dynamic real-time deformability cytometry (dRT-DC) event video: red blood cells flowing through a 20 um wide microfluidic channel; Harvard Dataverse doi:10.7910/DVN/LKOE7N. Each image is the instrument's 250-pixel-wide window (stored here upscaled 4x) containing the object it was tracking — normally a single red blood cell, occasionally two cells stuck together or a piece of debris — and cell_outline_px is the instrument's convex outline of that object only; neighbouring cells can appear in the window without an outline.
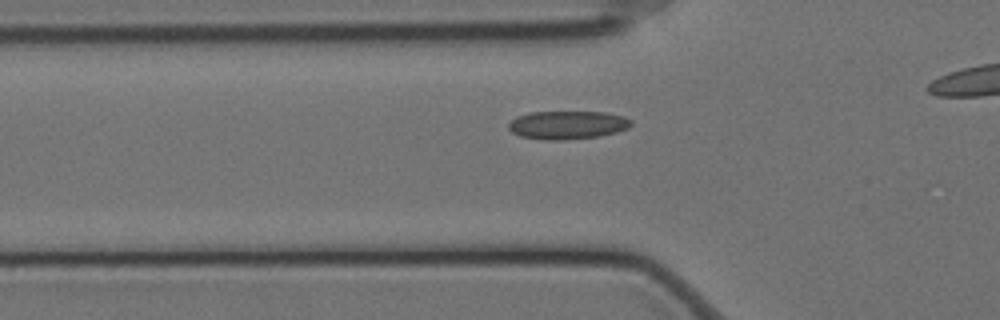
{"species": "Egyptian fruit bat (a non-hibernating species)", "species_latin": "Rousettus aegyptiacus", "temperature_condition": "cold", "stored_images_in_passage": 39, "camera_frame_rate_fps": 3000, "um_per_image_px": 0.085, "animal": {"sex": "female"}, "frame": {"image": 1, "passage_image": 11, "time_ms": 3.333, "image_size_px": [1000, 320], "cell_outline_px": [[632, 124], [628, 128], [616, 132], [600, 136], [564, 140], [548, 140], [520, 136], [512, 132], [508, 128], [508, 124], [516, 116], [528, 112], [604, 112], [624, 116], [632, 120]], "centroid_in_image_um": [48.23, 10.62], "position_along_channel_um": 77.6, "area_um2": 20.29}}
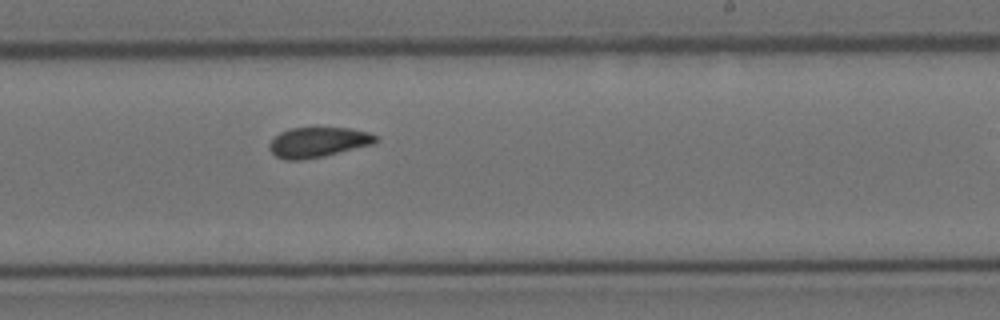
{"frame": {"image": 2, "passage_image": 27, "time_ms": 8.667, "image_size_px": [1000, 320], "cell_outline_px": [[380, 140], [376, 144], [324, 156], [300, 160], [284, 160], [276, 156], [268, 148], [268, 144], [280, 132], [288, 128], [316, 124], [352, 128], [368, 132], [376, 136]], "centroid_in_image_um": [27.07, 12.03], "position_along_channel_um": 261.9, "area_um2": 19.77}}
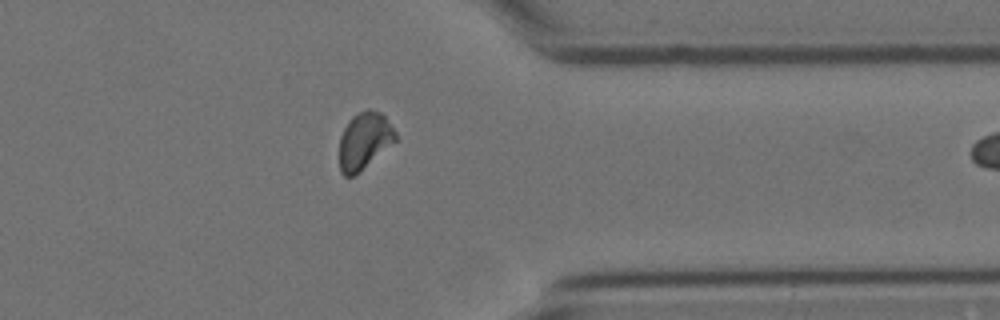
{"frame": {"image": 3, "passage_image": 38, "time_ms": 12.333, "image_size_px": [1000, 320], "cell_outline_px": [[396, 140], [352, 176], [344, 176], [340, 172], [340, 136], [348, 120], [352, 116], [368, 108], [380, 112], [384, 116], [396, 132]], "centroid_in_image_um": [30.94, 11.92], "position_along_channel_um": 380.5, "area_um2": 18.09}}